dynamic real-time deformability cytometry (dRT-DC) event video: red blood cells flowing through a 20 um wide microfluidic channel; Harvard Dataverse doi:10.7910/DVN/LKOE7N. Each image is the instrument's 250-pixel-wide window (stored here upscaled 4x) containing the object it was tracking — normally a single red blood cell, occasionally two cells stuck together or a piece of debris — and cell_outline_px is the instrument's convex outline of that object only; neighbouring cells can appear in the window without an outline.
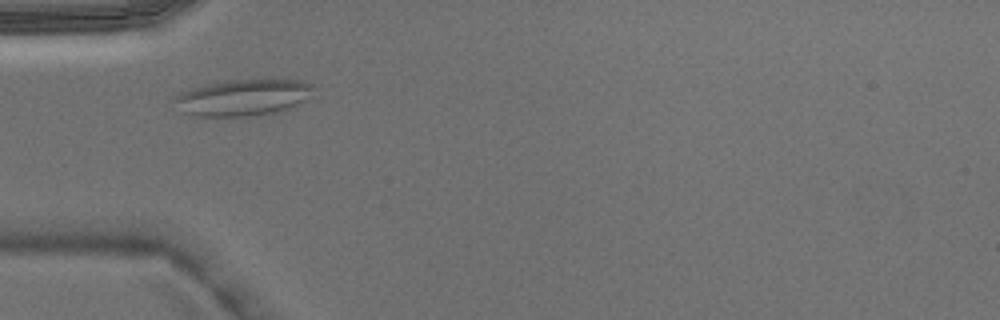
{"species": "Egyptian fruit bat (a non-hibernating species)", "species_latin": "Rousettus aegyptiacus", "temperature_condition": "warm", "stored_images_in_passage": 3, "camera_frame_rate_fps": 3000, "um_per_image_px": 0.085, "animal": {"sex": "male"}, "frame": {"image": 1, "passage_image": 2, "time_ms": 0.333, "image_size_px": [1000, 320], "cell_outline_px": [[312, 88], [304, 100], [288, 108], [276, 112], [244, 116], [196, 116], [184, 112], [176, 100], [176, 96], [180, 92], [204, 84], [228, 80], [300, 80], [312, 84]], "centroid_in_image_um": [20.63, 8.28], "position_along_channel_um": 64.4, "area_um2": 28.67}}